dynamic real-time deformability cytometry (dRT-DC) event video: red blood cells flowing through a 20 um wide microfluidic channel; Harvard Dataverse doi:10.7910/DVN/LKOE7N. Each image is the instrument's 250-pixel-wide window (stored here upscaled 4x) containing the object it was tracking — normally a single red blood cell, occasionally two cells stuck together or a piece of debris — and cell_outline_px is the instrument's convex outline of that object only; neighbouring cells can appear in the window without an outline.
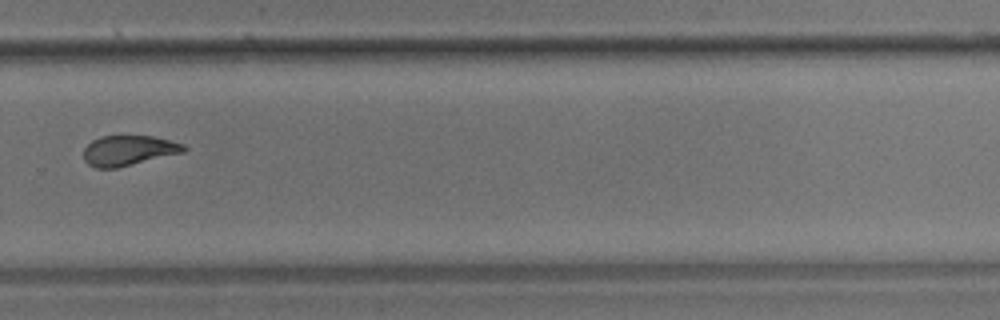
{"species": "common noctule bat (a hibernating species)", "species_latin": "Nyctalus noctula", "temperature_condition": "room temperature", "stored_images_in_passage": 16, "camera_frame_rate_fps": 3000, "um_per_image_px": 0.085, "animal": {"sex": "male", "body_mass_g": 17.9}, "frame": {"image": 1, "passage_image": 12, "time_ms": 3.667, "image_size_px": [1000, 320], "cell_outline_px": [[188, 148], [184, 152], [116, 168], [96, 168], [88, 164], [84, 160], [84, 148], [92, 140], [100, 136], [152, 136], [184, 144]], "centroid_in_image_um": [10.91, 12.79], "position_along_channel_um": 318.9, "area_um2": 17.51}}